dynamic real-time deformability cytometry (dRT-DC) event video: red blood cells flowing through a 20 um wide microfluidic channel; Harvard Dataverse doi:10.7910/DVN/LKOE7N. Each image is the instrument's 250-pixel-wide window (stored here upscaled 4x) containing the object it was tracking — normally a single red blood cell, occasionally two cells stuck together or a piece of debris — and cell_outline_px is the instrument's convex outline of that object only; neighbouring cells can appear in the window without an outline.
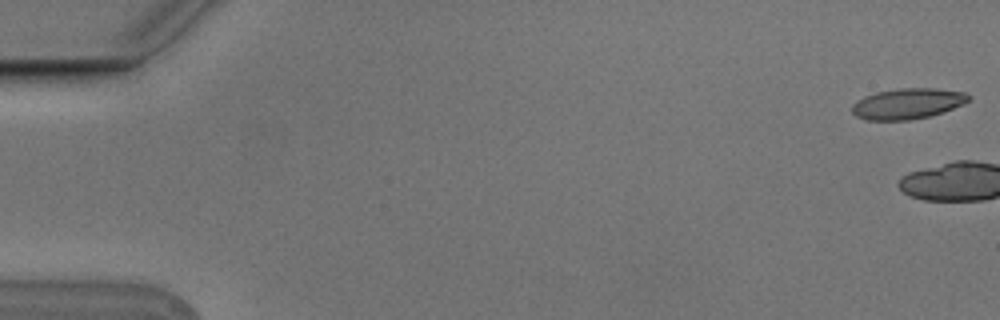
{"species": "Egyptian fruit bat (a non-hibernating species)", "species_latin": "Rousettus aegyptiacus", "temperature_condition": "cold", "stored_images_in_passage": 8, "camera_frame_rate_fps": 3000, "um_per_image_px": 0.085, "animal": {"sex": "male"}, "frame": {"image": 1, "passage_image": 1, "time_ms": 0.0, "image_size_px": [1000, 320], "cell_outline_px": [[972, 96], [964, 104], [928, 116], [908, 120], [868, 120], [856, 116], [852, 112], [852, 104], [856, 100], [864, 96], [876, 92], [896, 88], [936, 88], [964, 92]], "centroid_in_image_um": [77.12, 8.79], "position_along_channel_um": 7.9, "area_um2": 20.81}}
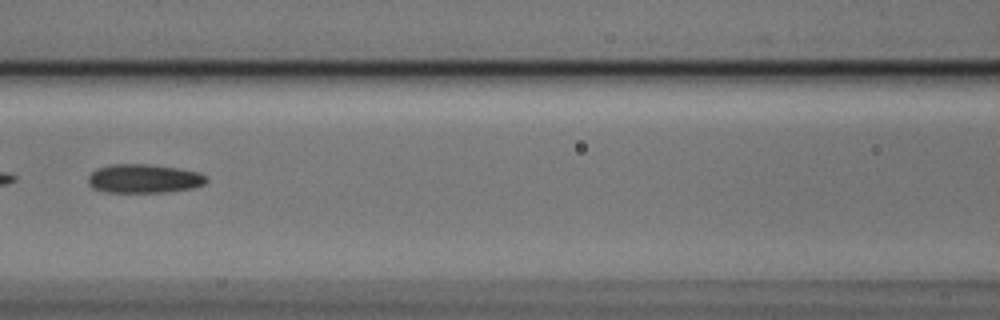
{"frame": {"image": 2, "passage_image": 8, "time_ms": 2.333, "image_size_px": [1000, 320], "cell_outline_px": [[208, 180], [204, 184], [192, 188], [168, 192], [104, 192], [92, 188], [88, 184], [88, 176], [96, 168], [112, 164], [148, 164], [176, 168], [200, 172]], "centroid_in_image_um": [12.2, 15.18], "position_along_channel_um": 154.4, "area_um2": 19.94}}